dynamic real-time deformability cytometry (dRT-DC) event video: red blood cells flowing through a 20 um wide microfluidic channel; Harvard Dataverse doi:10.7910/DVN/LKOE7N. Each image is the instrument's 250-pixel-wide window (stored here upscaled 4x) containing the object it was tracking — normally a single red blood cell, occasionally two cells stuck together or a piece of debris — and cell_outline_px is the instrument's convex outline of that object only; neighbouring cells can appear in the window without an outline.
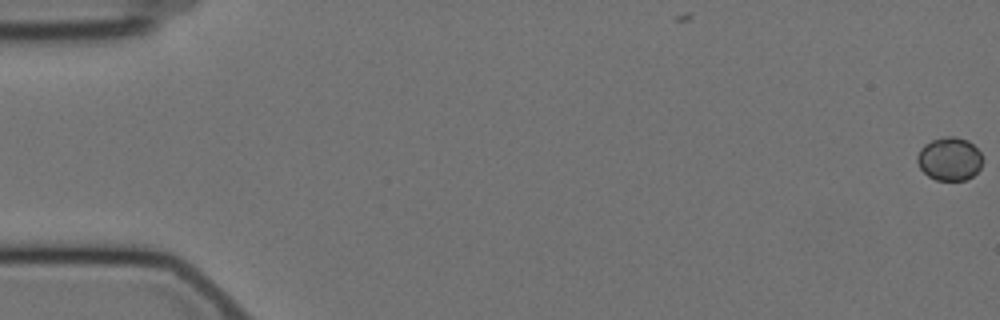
{"species": "Egyptian fruit bat (a non-hibernating species)", "species_latin": "Rousettus aegyptiacus", "temperature_condition": "cold", "stored_images_in_passage": 59, "camera_frame_rate_fps": 3000, "um_per_image_px": 0.085, "animal": {"sex": "female"}, "frame": {"image": 1, "passage_image": 1, "time_ms": 0.0, "image_size_px": [1000, 320], "cell_outline_px": [[984, 160], [980, 168], [972, 176], [964, 180], [936, 180], [928, 176], [920, 168], [916, 160], [916, 156], [920, 148], [924, 144], [932, 140], [944, 136], [952, 136], [968, 140], [980, 152]], "centroid_in_image_um": [80.7, 13.5], "position_along_channel_um": 4.3, "area_um2": 16.59}}
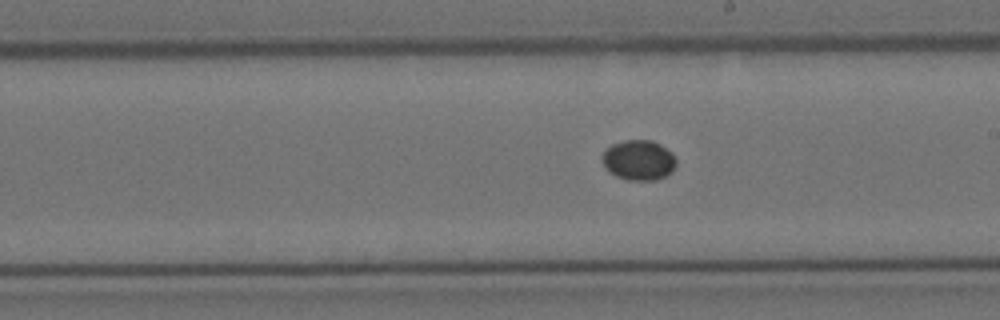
{"frame": {"image": 2, "passage_image": 34, "time_ms": 11.0, "image_size_px": [1000, 320], "cell_outline_px": [[676, 164], [672, 172], [656, 180], [628, 180], [616, 176], [608, 172], [604, 168], [600, 160], [600, 156], [612, 144], [624, 140], [652, 140], [660, 144], [672, 152], [676, 160]], "centroid_in_image_um": [54.26, 13.61], "position_along_channel_um": 234.7, "area_um2": 17.57}}
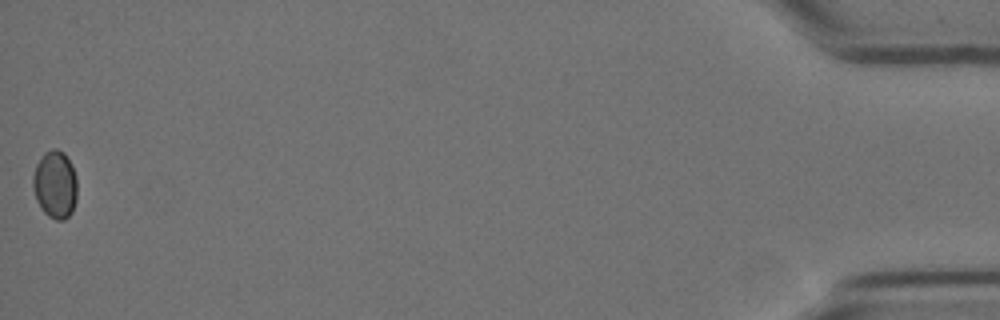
{"frame": {"image": 3, "passage_image": 59, "time_ms": 19.333, "image_size_px": [1000, 320], "cell_outline_px": [[76, 200], [72, 212], [64, 220], [56, 220], [48, 216], [40, 208], [36, 200], [32, 188], [32, 176], [36, 164], [44, 152], [52, 148], [56, 148], [64, 152], [72, 164], [76, 176]], "centroid_in_image_um": [4.67, 15.67], "position_along_channel_um": 430.5, "area_um2": 17.8}}